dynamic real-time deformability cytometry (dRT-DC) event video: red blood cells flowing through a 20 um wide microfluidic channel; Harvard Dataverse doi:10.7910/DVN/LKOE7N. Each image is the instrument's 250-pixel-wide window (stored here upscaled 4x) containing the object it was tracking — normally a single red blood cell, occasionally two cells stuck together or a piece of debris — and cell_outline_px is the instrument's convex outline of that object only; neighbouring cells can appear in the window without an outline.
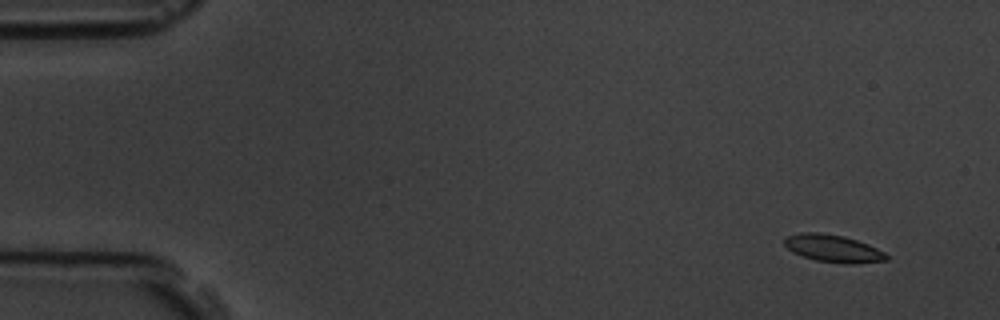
{"species": "common noctule bat (a hibernating species)", "species_latin": "Nyctalus noctula", "temperature_condition": "room temperature", "stored_images_in_passage": 8, "camera_frame_rate_fps": 3000, "um_per_image_px": 0.085, "animal": {"sex": "male", "body_mass_g": 19.5, "forearm_length_mm": 54.6}, "frame": {"image": 1, "passage_image": 1, "time_ms": 0.0, "image_size_px": [1000, 320], "cell_outline_px": [[888, 260], [852, 264], [844, 264], [816, 260], [792, 252], [784, 244], [784, 240], [788, 236], [800, 232], [820, 232], [844, 236], [868, 244], [884, 252], [888, 256]], "centroid_in_image_um": [70.82, 21.12], "position_along_channel_um": 14.2, "area_um2": 16.24}}
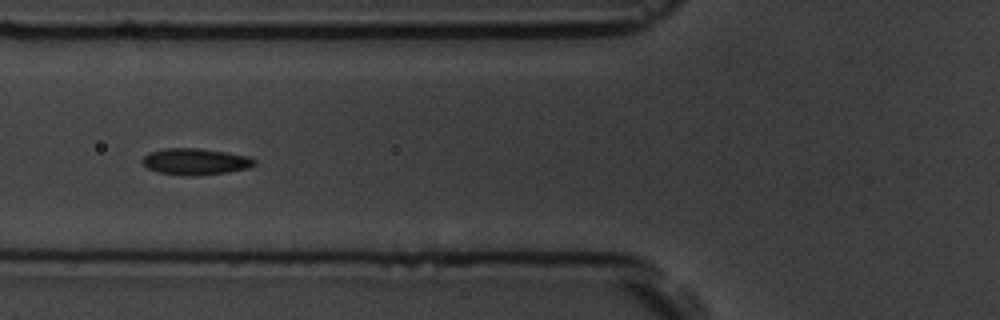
{"frame": {"image": 2, "passage_image": 6, "time_ms": 5.667, "image_size_px": [1000, 320], "cell_outline_px": [[256, 164], [248, 168], [228, 172], [200, 176], [184, 176], [156, 172], [148, 168], [140, 160], [148, 152], [164, 148], [196, 148], [224, 152], [248, 156], [256, 160]], "centroid_in_image_um": [16.58, 13.75], "position_along_channel_um": 109.2, "area_um2": 17.46}}
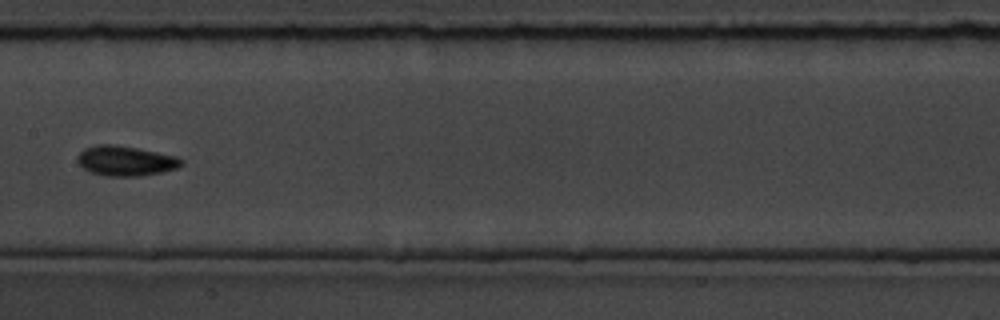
{"frame": {"image": 3, "passage_image": 8, "time_ms": 8.0, "image_size_px": [1000, 320], "cell_outline_px": [[184, 160], [176, 168], [160, 172], [140, 176], [108, 176], [88, 172], [76, 160], [76, 156], [84, 148], [96, 144], [112, 144], [136, 148], [176, 156]], "centroid_in_image_um": [10.61, 13.67], "position_along_channel_um": 196.8, "area_um2": 18.03}}